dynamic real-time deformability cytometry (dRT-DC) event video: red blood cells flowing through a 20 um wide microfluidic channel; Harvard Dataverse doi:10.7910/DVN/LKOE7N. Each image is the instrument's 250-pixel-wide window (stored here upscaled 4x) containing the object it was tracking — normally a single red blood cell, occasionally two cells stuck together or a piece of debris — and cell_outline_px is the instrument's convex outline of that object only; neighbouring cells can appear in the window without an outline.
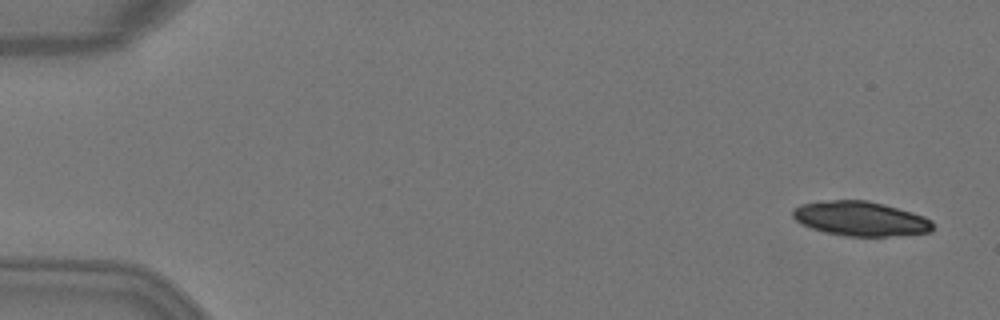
{"species": "Egyptian fruit bat (a non-hibernating species)", "species_latin": "Rousettus aegyptiacus", "temperature_condition": "warm", "stored_images_in_passage": 5, "segment_of_instrument_passage": [1, 2], "camera_frame_rate_fps": 3000, "um_per_image_px": 0.085, "animal": {"sex": "female"}, "frame": {"image": 1, "passage_image": 1, "time_ms": 0.0, "image_size_px": [1000, 320], "cell_outline_px": [[932, 232], [884, 236], [844, 236], [824, 232], [800, 224], [792, 216], [792, 208], [800, 204], [832, 200], [868, 200], [884, 204], [912, 212], [924, 216], [932, 220]], "centroid_in_image_um": [73.12, 18.58], "position_along_channel_um": 11.9, "area_um2": 28.21}}